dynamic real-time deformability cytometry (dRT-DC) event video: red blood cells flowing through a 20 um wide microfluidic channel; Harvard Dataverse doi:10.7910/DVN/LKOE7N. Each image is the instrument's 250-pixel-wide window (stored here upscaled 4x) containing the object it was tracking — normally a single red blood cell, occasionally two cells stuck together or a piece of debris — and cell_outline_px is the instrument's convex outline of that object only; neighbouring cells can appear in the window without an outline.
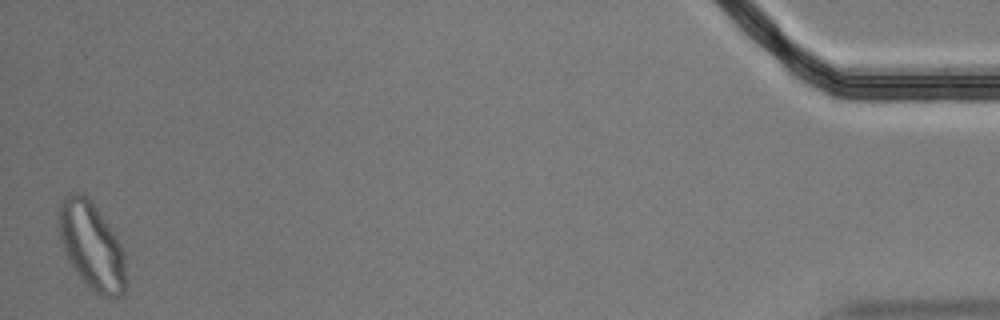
{"species": "Egyptian fruit bat (a non-hibernating species)", "species_latin": "Rousettus aegyptiacus", "temperature_condition": "cold", "stored_images_in_passage": 57, "segment_of_instrument_passage": [2, 2], "camera_frame_rate_fps": 3000, "um_per_image_px": 0.085, "animal": {"sex": "male"}, "frame": {"image": 1, "passage_image": 56, "time_ms": 18.333, "image_size_px": [1000, 320], "cell_outline_px": [[124, 292], [120, 296], [100, 296], [92, 292], [76, 272], [68, 260], [64, 252], [60, 240], [60, 200], [68, 192], [76, 192], [92, 200], [112, 228], [120, 240], [124, 252]], "centroid_in_image_um": [7.79, 20.88], "position_along_channel_um": 427.4, "area_um2": 34.1}}